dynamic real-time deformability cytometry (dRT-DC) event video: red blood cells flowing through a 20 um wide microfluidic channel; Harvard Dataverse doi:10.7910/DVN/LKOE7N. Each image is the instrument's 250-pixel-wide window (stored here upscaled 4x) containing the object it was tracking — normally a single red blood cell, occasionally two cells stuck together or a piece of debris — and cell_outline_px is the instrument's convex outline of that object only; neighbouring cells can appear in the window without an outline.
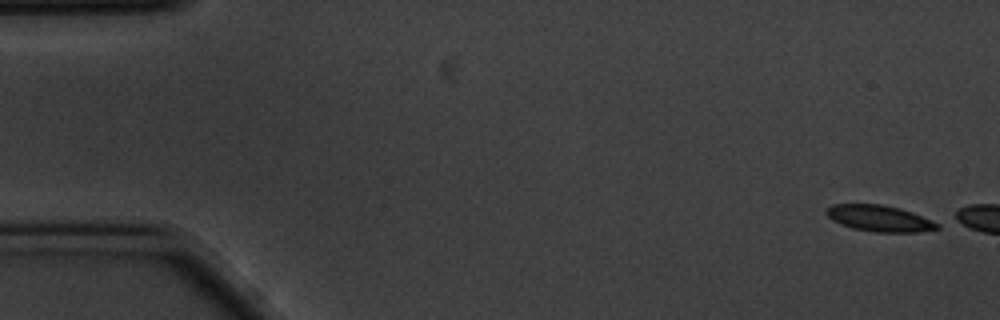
{"species": "common noctule bat (a hibernating species)", "species_latin": "Nyctalus noctula", "temperature_condition": "cold", "stored_images_in_passage": 9, "camera_frame_rate_fps": 3000, "um_per_image_px": 0.085, "animal": {"sex": "male", "body_mass_g": 20.1, "forearm_length_mm": 53.5}, "frame": {"image": 1, "passage_image": 1, "time_ms": 0.0, "image_size_px": [1000, 320], "cell_outline_px": [[940, 228], [916, 232], [876, 232], [852, 228], [840, 224], [832, 220], [824, 212], [832, 204], [880, 204], [900, 208], [912, 212], [932, 220], [940, 224]], "centroid_in_image_um": [74.75, 18.56], "position_along_channel_um": 10.3, "area_um2": 16.94}}